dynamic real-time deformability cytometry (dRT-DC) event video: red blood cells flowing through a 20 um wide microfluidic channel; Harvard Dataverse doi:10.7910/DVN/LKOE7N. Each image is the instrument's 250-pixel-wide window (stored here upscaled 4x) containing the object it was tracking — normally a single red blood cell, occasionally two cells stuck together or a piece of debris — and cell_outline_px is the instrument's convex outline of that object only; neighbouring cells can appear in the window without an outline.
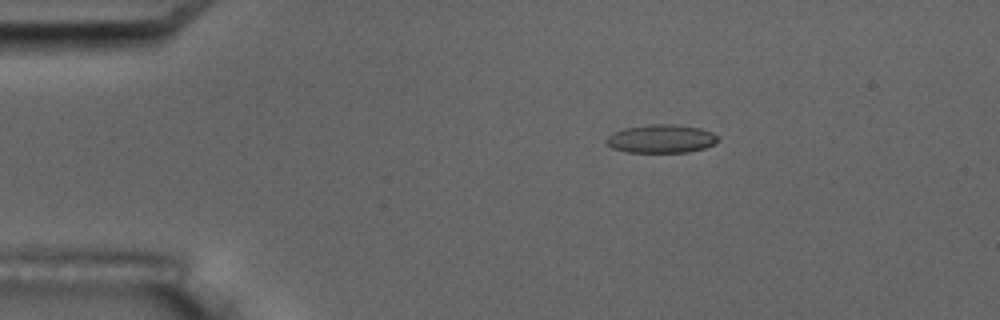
{"species": "common noctule bat (a hibernating species)", "species_latin": "Nyctalus noctula", "temperature_condition": "room temperature", "stored_images_in_passage": 5, "camera_frame_rate_fps": 3000, "um_per_image_px": 0.085, "animal": {"sex": "male", "body_mass_g": 17.5, "forearm_length_mm": 52.3}, "frame": {"image": 1, "passage_image": 3, "time_ms": 2.333, "image_size_px": [1000, 320], "cell_outline_px": [[720, 140], [704, 148], [688, 152], [628, 152], [612, 148], [604, 140], [608, 136], [624, 128], [652, 124], [672, 124], [700, 128], [712, 132]], "centroid_in_image_um": [56.2, 11.79], "position_along_channel_um": 28.8, "area_um2": 18.26}}